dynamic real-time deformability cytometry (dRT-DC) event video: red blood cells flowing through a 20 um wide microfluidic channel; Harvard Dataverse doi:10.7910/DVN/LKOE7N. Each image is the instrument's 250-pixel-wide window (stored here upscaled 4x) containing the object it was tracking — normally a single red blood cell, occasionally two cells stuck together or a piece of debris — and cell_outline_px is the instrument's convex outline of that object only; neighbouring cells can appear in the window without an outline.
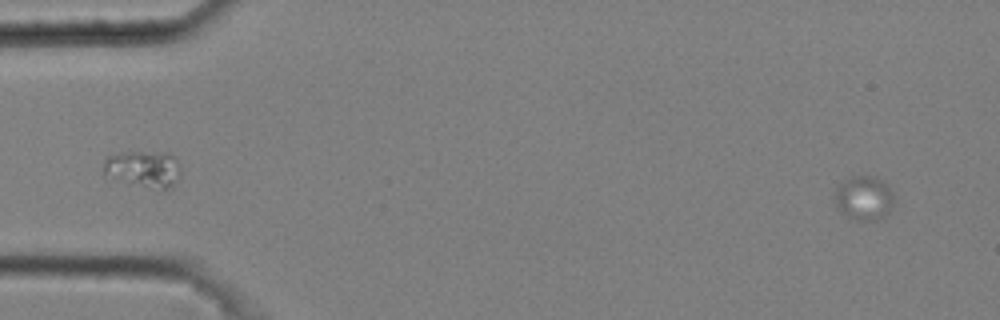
{"species": "common noctule bat (a hibernating species)", "species_latin": "Nyctalus noctula", "temperature_condition": "cold", "stored_images_in_passage": 5, "camera_frame_rate_fps": 3000, "um_per_image_px": 0.085, "animal": {"sex": "male", "body_mass_g": 20.4}, "frame": {"image": 1, "passage_image": 1, "time_ms": 0.0, "image_size_px": [1000, 320], "cell_outline_px": [[892, 204], [888, 212], [884, 216], [876, 220], [856, 220], [840, 212], [836, 208], [832, 196], [836, 184], [852, 176], [876, 176], [892, 192]], "centroid_in_image_um": [73.33, 16.82], "position_along_channel_um": 11.7, "area_um2": 15.37}}
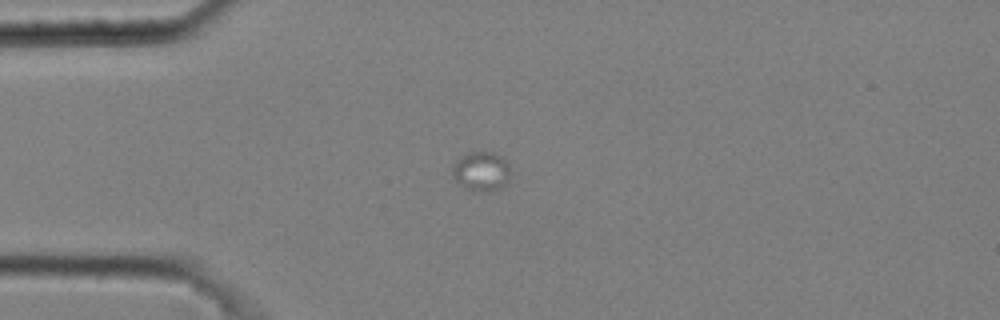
{"frame": {"image": 2, "passage_image": 4, "time_ms": 1.0, "image_size_px": [1000, 320], "cell_outline_px": [[508, 184], [492, 192], [468, 188], [460, 184], [452, 176], [452, 164], [460, 156], [472, 152], [492, 152], [508, 160]], "centroid_in_image_um": [40.91, 14.55], "position_along_channel_um": 44.1, "area_um2": 13.24}}